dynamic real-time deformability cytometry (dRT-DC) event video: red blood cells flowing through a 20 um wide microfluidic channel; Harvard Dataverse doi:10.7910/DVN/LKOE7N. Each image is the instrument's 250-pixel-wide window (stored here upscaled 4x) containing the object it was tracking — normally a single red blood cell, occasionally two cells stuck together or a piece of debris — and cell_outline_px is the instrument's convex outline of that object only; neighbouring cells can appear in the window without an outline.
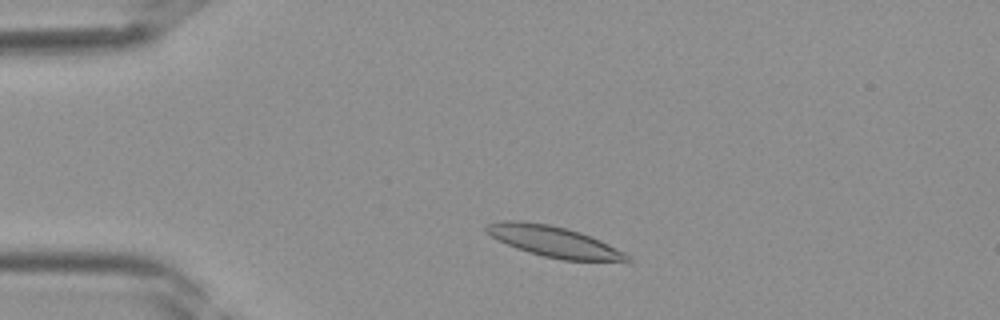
{"species": "Egyptian fruit bat (a non-hibernating species)", "species_latin": "Rousettus aegyptiacus", "temperature_condition": "room temperature", "stored_images_in_passage": 34, "camera_frame_rate_fps": 3000, "um_per_image_px": 0.085, "frame": {"image": 1, "passage_image": 4, "time_ms": 1.0, "image_size_px": [1000, 320], "cell_outline_px": [[632, 260], [564, 260], [544, 256], [528, 252], [516, 248], [492, 236], [484, 228], [484, 224], [500, 220], [520, 220], [548, 224], [580, 232], [600, 240], [632, 256]], "centroid_in_image_um": [47.03, 20.51], "position_along_channel_um": 38.0, "area_um2": 24.91}}
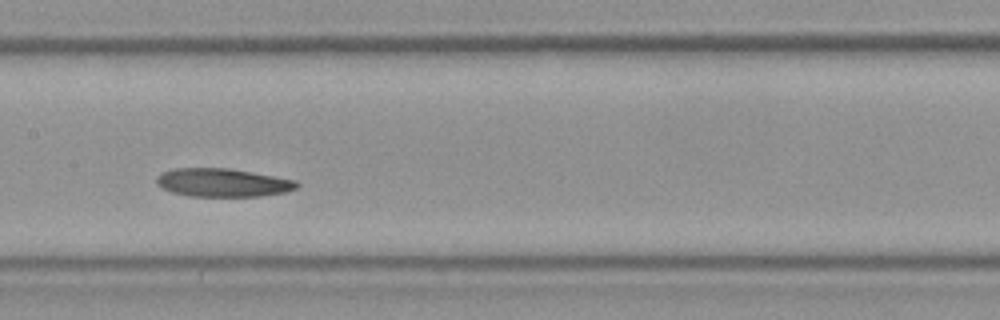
{"frame": {"image": 2, "passage_image": 15, "time_ms": 4.667, "image_size_px": [1000, 320], "cell_outline_px": [[300, 184], [296, 188], [284, 192], [260, 196], [188, 196], [172, 192], [156, 184], [156, 176], [160, 172], [172, 168], [228, 168], [252, 172], [296, 180]], "centroid_in_image_um": [18.89, 15.51], "position_along_channel_um": 188.5, "area_um2": 23.18}}
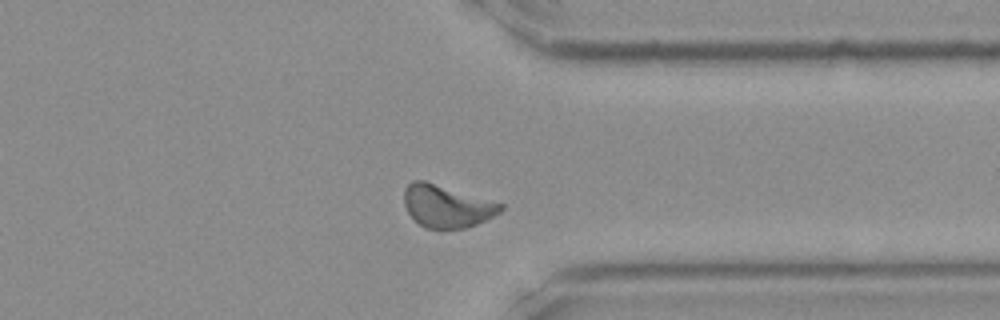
{"frame": {"image": 3, "passage_image": 26, "time_ms": 8.333, "image_size_px": [1000, 320], "cell_outline_px": [[504, 208], [500, 212], [468, 228], [424, 228], [408, 212], [404, 204], [404, 188], [412, 180], [424, 180], [504, 204]], "centroid_in_image_um": [37.96, 17.51], "position_along_channel_um": 373.4, "area_um2": 23.64}}